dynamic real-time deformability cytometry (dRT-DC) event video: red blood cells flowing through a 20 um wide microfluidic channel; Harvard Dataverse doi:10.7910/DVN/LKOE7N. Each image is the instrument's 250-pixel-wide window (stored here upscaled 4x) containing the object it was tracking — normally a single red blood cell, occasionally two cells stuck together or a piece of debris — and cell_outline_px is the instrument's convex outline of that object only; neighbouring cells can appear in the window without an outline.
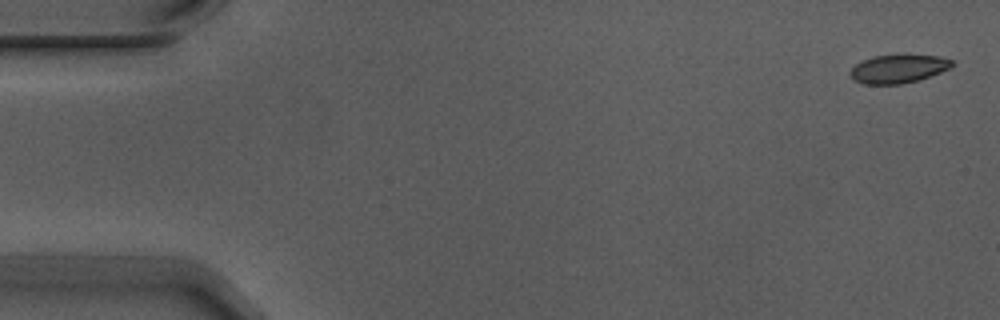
{"species": "Egyptian fruit bat (a non-hibernating species)", "species_latin": "Rousettus aegyptiacus", "temperature_condition": "warm", "stored_images_in_passage": 5, "camera_frame_rate_fps": 3000, "um_per_image_px": 0.085, "animal": {"sex": "male"}, "frame": {"image": 1, "passage_image": 1, "time_ms": 0.0, "image_size_px": [1000, 320], "cell_outline_px": [[956, 64], [940, 72], [916, 80], [900, 84], [864, 84], [852, 80], [848, 72], [856, 64], [864, 60], [876, 56], [936, 56], [952, 60]], "centroid_in_image_um": [76.3, 5.87], "position_along_channel_um": 8.7, "area_um2": 16.36}}
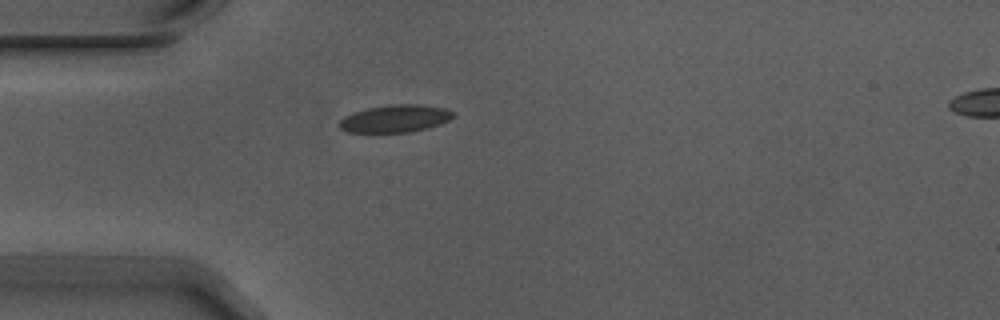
{"frame": {"image": 2, "passage_image": 5, "time_ms": 1.333, "image_size_px": [1000, 320], "cell_outline_px": [[456, 116], [440, 124], [428, 128], [408, 132], [348, 132], [340, 128], [336, 124], [344, 116], [352, 112], [368, 108], [392, 104], [420, 104], [444, 108], [452, 112]], "centroid_in_image_um": [33.56, 10.08], "position_along_channel_um": 51.4, "area_um2": 18.26}}